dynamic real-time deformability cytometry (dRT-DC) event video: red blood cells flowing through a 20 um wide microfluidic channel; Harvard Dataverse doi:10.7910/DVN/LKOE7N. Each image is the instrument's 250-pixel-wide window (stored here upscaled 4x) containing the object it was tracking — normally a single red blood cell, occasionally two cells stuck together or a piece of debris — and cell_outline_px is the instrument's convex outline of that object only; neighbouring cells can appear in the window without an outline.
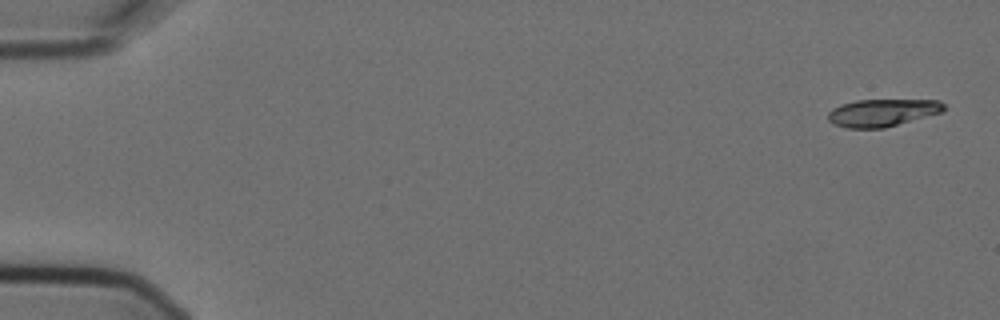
{"species": "Egyptian fruit bat (a non-hibernating species)", "species_latin": "Rousettus aegyptiacus", "temperature_condition": "cold", "stored_images_in_passage": 5, "camera_frame_rate_fps": 3000, "um_per_image_px": 0.085, "animal": {"sex": "female"}, "frame": {"image": 1, "passage_image": 1, "time_ms": 0.0, "image_size_px": [1000, 320], "cell_outline_px": [[944, 112], [884, 128], [848, 128], [832, 124], [828, 120], [828, 112], [832, 108], [840, 104], [856, 100], [940, 100], [944, 104]], "centroid_in_image_um": [74.99, 9.58], "position_along_channel_um": 10.0, "area_um2": 18.67}}
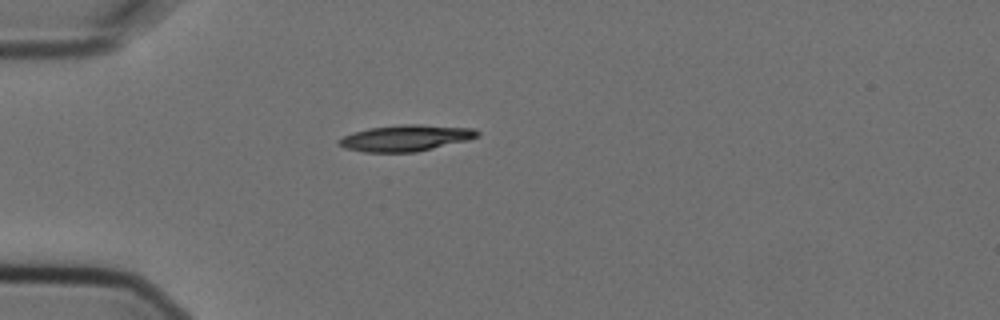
{"frame": {"image": 2, "passage_image": 5, "time_ms": 1.333, "image_size_px": [1000, 320], "cell_outline_px": [[480, 136], [468, 140], [416, 152], [364, 152], [344, 148], [336, 144], [336, 140], [352, 132], [368, 128], [404, 124], [420, 124], [476, 128], [480, 132]], "centroid_in_image_um": [34.48, 11.72], "position_along_channel_um": 50.5, "area_um2": 21.44}}